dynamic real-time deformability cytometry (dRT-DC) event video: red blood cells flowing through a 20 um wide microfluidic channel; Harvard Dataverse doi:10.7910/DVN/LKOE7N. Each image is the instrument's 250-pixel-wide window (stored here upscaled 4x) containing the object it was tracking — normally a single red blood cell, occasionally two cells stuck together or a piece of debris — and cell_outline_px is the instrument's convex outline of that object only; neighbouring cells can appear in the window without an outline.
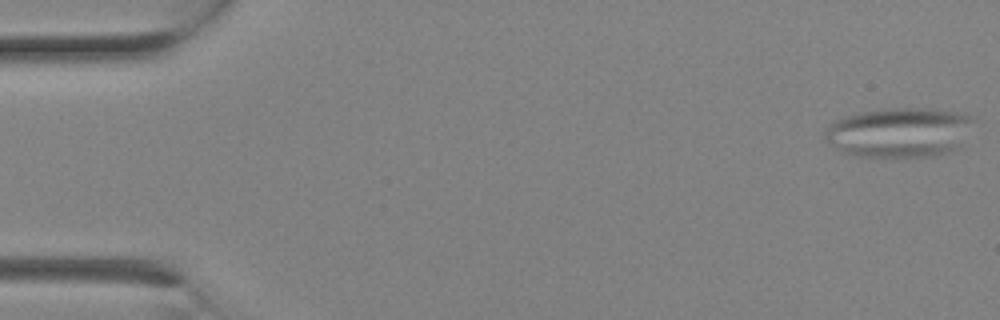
{"species": "Egyptian fruit bat (a non-hibernating species)", "species_latin": "Rousettus aegyptiacus", "temperature_condition": "room temperature", "stored_images_in_passage": 5, "camera_frame_rate_fps": 3000, "um_per_image_px": 0.085, "animal": {"sex": "female"}, "frame": {"image": 1, "passage_image": 1, "time_ms": 0.0, "image_size_px": [1000, 320], "cell_outline_px": [[976, 116], [960, 148], [936, 156], [856, 156], [840, 152], [832, 148], [824, 140], [824, 132], [828, 124], [844, 116], [860, 112], [880, 108], [932, 108], [964, 112]], "centroid_in_image_um": [76.44, 11.23], "position_along_channel_um": 8.6, "area_um2": 44.04}}